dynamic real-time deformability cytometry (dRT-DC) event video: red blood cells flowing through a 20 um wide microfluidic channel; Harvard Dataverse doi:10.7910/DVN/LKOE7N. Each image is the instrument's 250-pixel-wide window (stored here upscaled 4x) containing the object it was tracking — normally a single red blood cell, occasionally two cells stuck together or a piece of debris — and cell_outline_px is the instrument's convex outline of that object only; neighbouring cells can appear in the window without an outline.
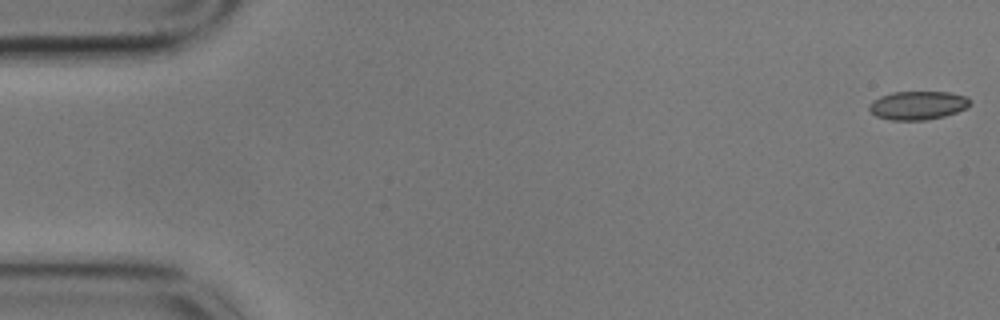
{"species": "common noctule bat (a hibernating species)", "species_latin": "Nyctalus noctula", "temperature_condition": "cold", "stored_images_in_passage": 57, "camera_frame_rate_fps": 3000, "um_per_image_px": 0.085, "animal": {"sex": "male", "body_mass_g": 17.9}, "frame": {"image": 1, "passage_image": 1, "time_ms": 0.0, "image_size_px": [1000, 320], "cell_outline_px": [[972, 104], [968, 108], [944, 116], [924, 120], [892, 120], [876, 116], [868, 108], [868, 104], [872, 100], [880, 96], [892, 92], [948, 92], [968, 96], [972, 100]], "centroid_in_image_um": [78.04, 8.94], "position_along_channel_um": 7.0, "area_um2": 16.99}}
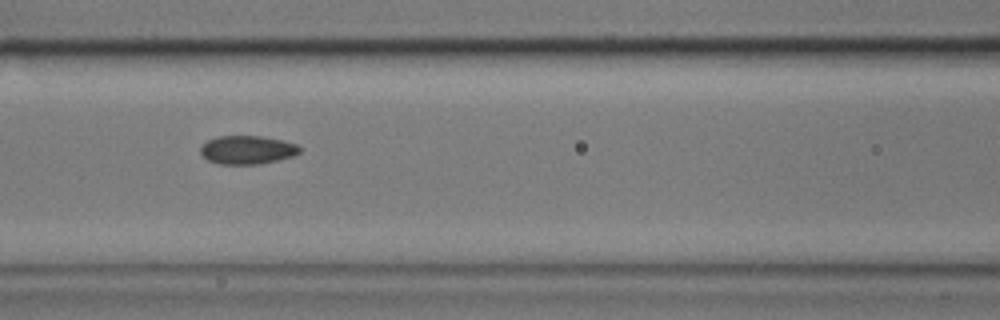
{"frame": {"image": 2, "passage_image": 24, "time_ms": 7.667, "image_size_px": [1000, 320], "cell_outline_px": [[300, 152], [292, 156], [260, 164], [220, 164], [208, 160], [200, 152], [200, 148], [208, 140], [216, 136], [260, 136], [280, 140], [296, 144], [300, 148]], "centroid_in_image_um": [20.99, 12.74], "position_along_channel_um": 145.6, "area_um2": 16.24}}
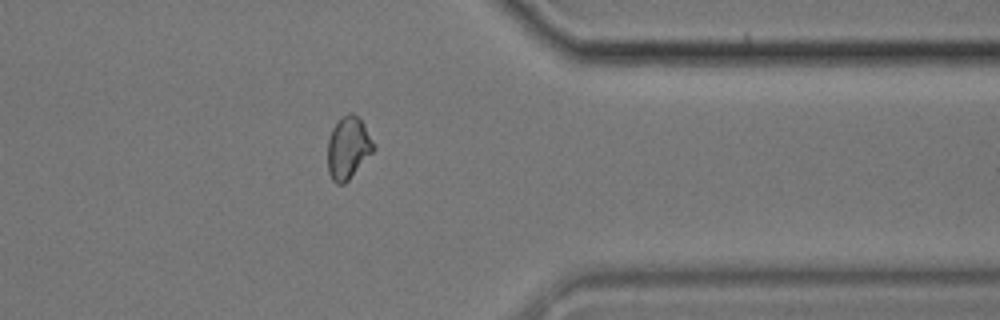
{"frame": {"image": 3, "passage_image": 45, "time_ms": 14.667, "image_size_px": [1000, 320], "cell_outline_px": [[376, 148], [348, 180], [344, 184], [336, 184], [332, 180], [328, 172], [328, 140], [332, 128], [340, 116], [348, 112], [352, 112], [364, 124], [376, 144]], "centroid_in_image_um": [29.59, 12.54], "position_along_channel_um": 381.8, "area_um2": 16.82}}